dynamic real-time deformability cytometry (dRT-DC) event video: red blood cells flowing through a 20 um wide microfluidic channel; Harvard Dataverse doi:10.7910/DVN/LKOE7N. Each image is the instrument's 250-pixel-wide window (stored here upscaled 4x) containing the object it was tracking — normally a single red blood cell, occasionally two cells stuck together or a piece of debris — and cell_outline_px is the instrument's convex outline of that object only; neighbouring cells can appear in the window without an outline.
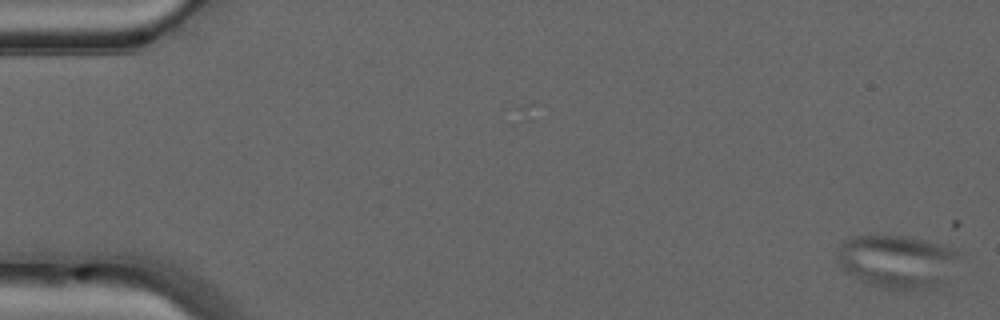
{"species": "common noctule bat (a hibernating species)", "species_latin": "Nyctalus noctula", "temperature_condition": "warm", "stored_images_in_passage": 9, "camera_frame_rate_fps": 3000, "um_per_image_px": 0.085, "animal": {"sex": "male", "forearm_length_mm": 52.5}, "frame": {"image": 1, "passage_image": 3, "time_ms": 0.667, "image_size_px": [1000, 320], "cell_outline_px": [[956, 256], [944, 280], [936, 288], [884, 288], [868, 284], [844, 272], [840, 268], [840, 240], [852, 236], [900, 236], [928, 240], [944, 244], [956, 248]], "centroid_in_image_um": [76.19, 22.19], "position_along_channel_um": 8.8, "area_um2": 36.99}}